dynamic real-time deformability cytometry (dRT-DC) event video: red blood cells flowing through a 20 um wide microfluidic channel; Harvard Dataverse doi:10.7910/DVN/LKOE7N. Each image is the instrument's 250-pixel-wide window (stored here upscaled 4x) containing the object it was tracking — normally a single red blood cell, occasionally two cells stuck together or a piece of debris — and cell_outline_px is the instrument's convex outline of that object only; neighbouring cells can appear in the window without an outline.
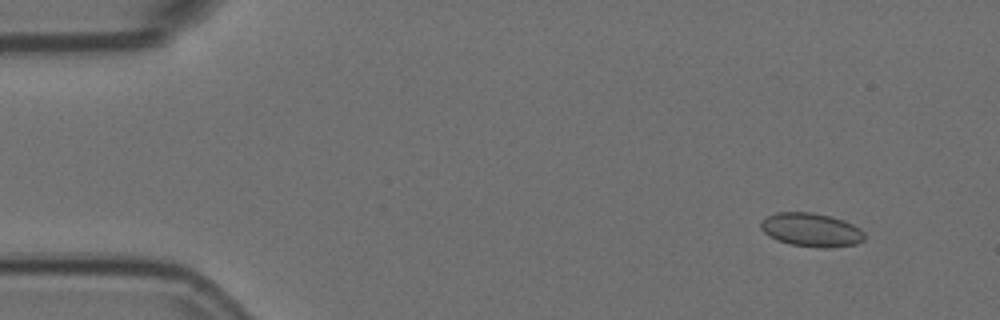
{"species": "Egyptian fruit bat (a non-hibernating species)", "species_latin": "Rousettus aegyptiacus", "temperature_condition": "room temperature", "stored_images_in_passage": 6, "segment_of_instrument_passage": [1, 2], "camera_frame_rate_fps": 3000, "um_per_image_px": 0.085, "animal": {"sex": "female"}, "frame": {"image": 1, "passage_image": 2, "time_ms": 0.333, "image_size_px": [1000, 320], "cell_outline_px": [[864, 240], [856, 244], [824, 248], [820, 248], [792, 244], [776, 240], [768, 236], [760, 228], [760, 220], [776, 212], [812, 212], [832, 216], [844, 220], [860, 228], [864, 232]], "centroid_in_image_um": [68.94, 19.53], "position_along_channel_um": 16.1, "area_um2": 20.46}}
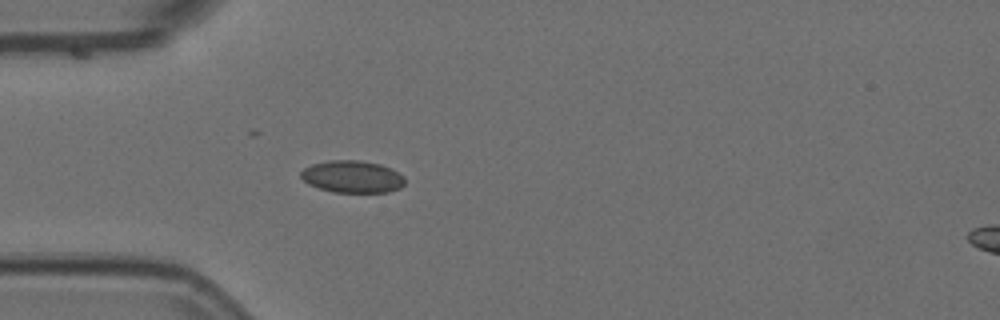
{"frame": {"image": 2, "passage_image": 5, "time_ms": 1.333, "image_size_px": [1000, 320], "cell_outline_px": [[404, 184], [400, 188], [388, 192], [332, 192], [308, 184], [300, 176], [300, 172], [304, 168], [312, 164], [332, 160], [360, 160], [380, 164], [392, 168], [404, 176]], "centroid_in_image_um": [29.96, 15.01], "position_along_channel_um": 55.0, "area_um2": 19.54}}